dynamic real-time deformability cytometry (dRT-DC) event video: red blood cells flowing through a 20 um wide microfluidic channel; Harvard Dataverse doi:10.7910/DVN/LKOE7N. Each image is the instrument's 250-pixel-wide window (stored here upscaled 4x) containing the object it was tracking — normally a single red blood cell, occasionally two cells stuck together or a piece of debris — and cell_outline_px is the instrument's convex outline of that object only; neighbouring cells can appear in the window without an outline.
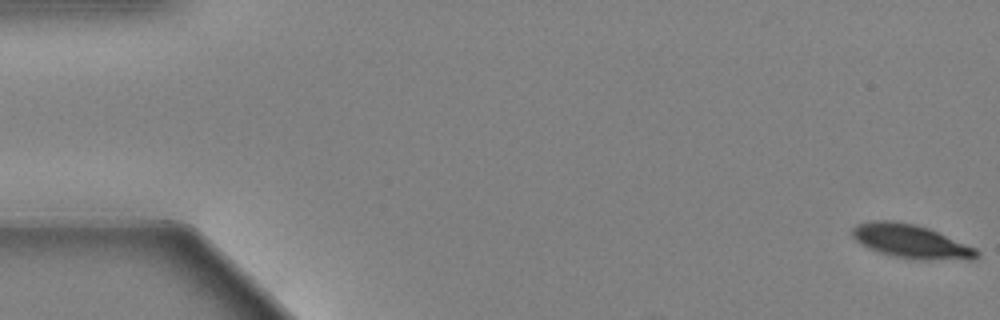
{"species": "Egyptian fruit bat (a non-hibernating species)", "species_latin": "Rousettus aegyptiacus", "temperature_condition": "warm", "stored_images_in_passage": 18, "camera_frame_rate_fps": 3000, "um_per_image_px": 0.085, "animal": {"sex": "female"}, "frame": {"image": 1, "passage_image": 1, "time_ms": 0.0, "image_size_px": [1000, 320], "cell_outline_px": [[980, 256], [976, 260], [916, 260], [896, 256], [880, 252], [868, 248], [860, 244], [852, 236], [852, 228], [856, 224], [868, 220], [892, 220], [916, 224], [928, 228], [976, 248], [980, 252]], "centroid_in_image_um": [77.46, 20.52], "position_along_channel_um": 7.5, "area_um2": 24.8}}